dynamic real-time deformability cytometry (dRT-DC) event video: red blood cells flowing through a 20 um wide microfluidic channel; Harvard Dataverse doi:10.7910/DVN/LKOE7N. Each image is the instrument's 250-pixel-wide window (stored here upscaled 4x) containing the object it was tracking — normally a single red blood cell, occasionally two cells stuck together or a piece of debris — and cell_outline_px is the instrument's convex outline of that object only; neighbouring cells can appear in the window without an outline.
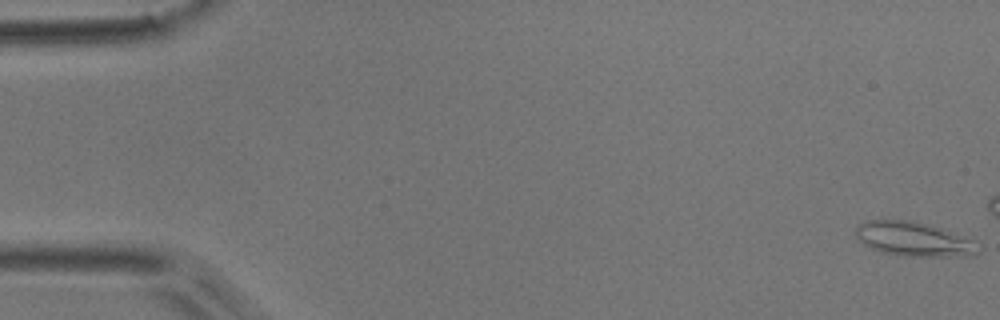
{"species": "common noctule bat (a hibernating species)", "species_latin": "Nyctalus noctula", "temperature_condition": "room temperature", "stored_images_in_passage": 3, "camera_frame_rate_fps": 3000, "um_per_image_px": 0.085, "animal": {"sex": "male", "body_mass_g": 17.9}, "frame": {"image": 1, "passage_image": 3, "time_ms": 0.667, "image_size_px": [1000, 320], "cell_outline_px": [[984, 248], [976, 256], [904, 256], [880, 252], [864, 244], [856, 236], [856, 228], [860, 224], [868, 220], [916, 220], [932, 224], [976, 240]], "centroid_in_image_um": [77.8, 20.32], "position_along_channel_um": 7.2, "area_um2": 25.14}}